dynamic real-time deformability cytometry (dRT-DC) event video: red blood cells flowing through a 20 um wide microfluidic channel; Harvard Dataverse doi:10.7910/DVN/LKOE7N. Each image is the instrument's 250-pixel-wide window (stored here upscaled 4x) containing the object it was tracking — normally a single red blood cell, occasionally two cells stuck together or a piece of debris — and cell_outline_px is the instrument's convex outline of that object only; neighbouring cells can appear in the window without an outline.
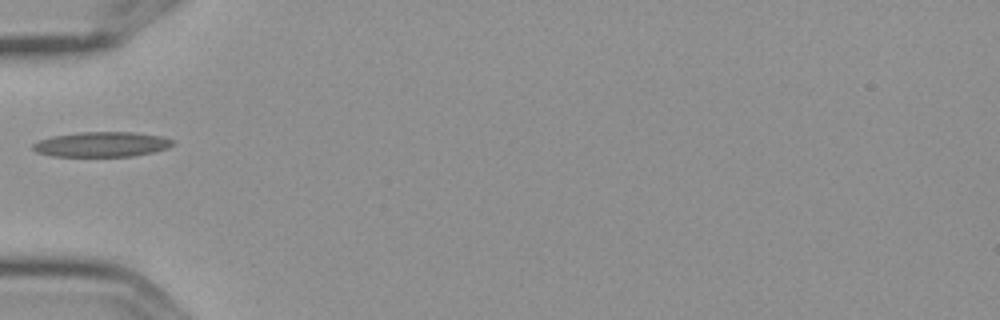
{"species": "Egyptian fruit bat (a non-hibernating species)", "species_latin": "Rousettus aegyptiacus", "temperature_condition": "cold", "stored_images_in_passage": 1, "camera_frame_rate_fps": 3000, "um_per_image_px": 0.085, "frame": {"image": 1, "passage_image": 1, "time_ms": 0.0, "image_size_px": [1000, 320], "cell_outline_px": [[176, 144], [168, 148], [152, 152], [132, 156], [52, 156], [36, 152], [32, 148], [32, 144], [36, 140], [52, 136], [80, 132], [136, 132], [164, 136], [176, 140]], "centroid_in_image_um": [8.68, 12.26], "position_along_channel_um": 76.3, "area_um2": 20.69}}